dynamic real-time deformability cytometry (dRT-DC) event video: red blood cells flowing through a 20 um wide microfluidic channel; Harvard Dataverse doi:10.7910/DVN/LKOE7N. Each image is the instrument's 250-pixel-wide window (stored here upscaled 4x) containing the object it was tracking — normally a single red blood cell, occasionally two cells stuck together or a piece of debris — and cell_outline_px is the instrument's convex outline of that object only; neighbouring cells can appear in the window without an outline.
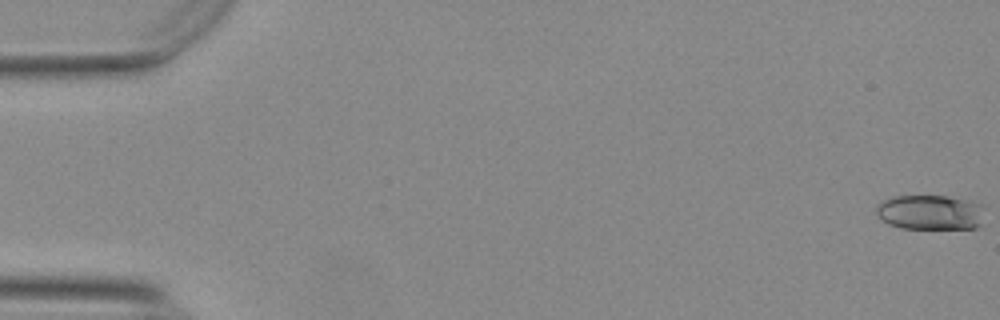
{"species": "Egyptian fruit bat (a non-hibernating species)", "species_latin": "Rousettus aegyptiacus", "temperature_condition": "warm", "stored_images_in_passage": 57, "camera_frame_rate_fps": 3000, "um_per_image_px": 0.085, "animal": {"sex": "female"}, "frame": {"image": 1, "passage_image": 1, "time_ms": 0.0, "image_size_px": [1000, 320], "cell_outline_px": [[984, 224], [976, 228], [900, 228], [888, 224], [876, 216], [876, 204], [892, 196], [948, 196], [984, 204]], "centroid_in_image_um": [79.1, 18.05], "position_along_channel_um": 5.9, "area_um2": 22.48}}
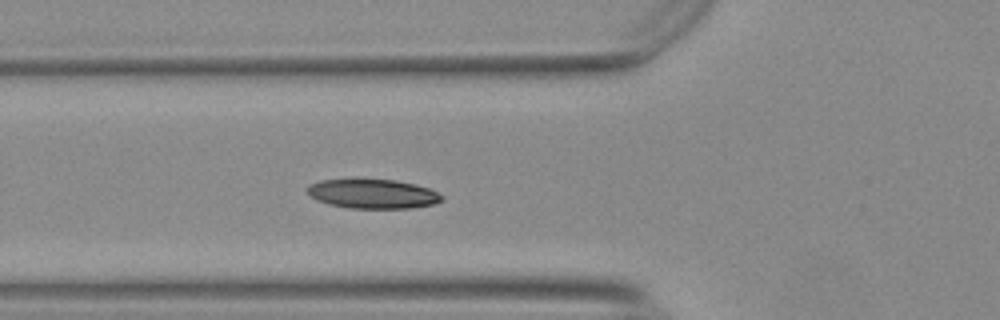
{"frame": {"image": 2, "passage_image": 21, "time_ms": 6.667, "image_size_px": [1000, 320], "cell_outline_px": [[444, 200], [436, 204], [412, 208], [348, 208], [328, 204], [316, 200], [304, 188], [308, 184], [320, 180], [396, 180], [416, 184], [428, 188], [444, 196]], "centroid_in_image_um": [31.7, 16.49], "position_along_channel_um": 94.1, "area_um2": 23.06}}
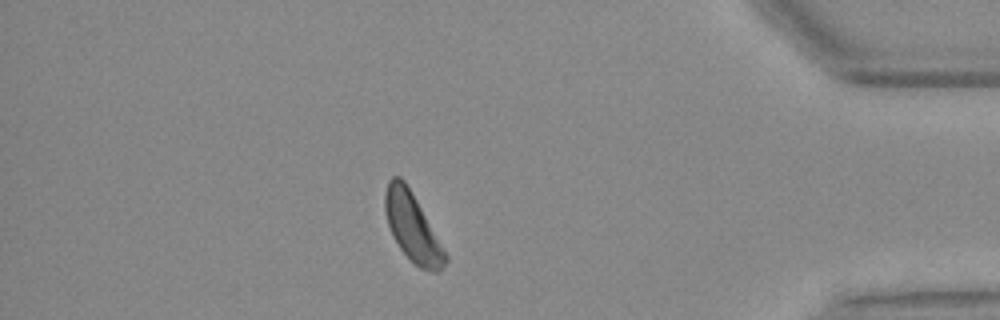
{"frame": {"image": 3, "passage_image": 49, "time_ms": 16.0, "image_size_px": [1000, 320], "cell_outline_px": [[448, 260], [440, 272], [432, 272], [420, 268], [400, 248], [392, 236], [384, 212], [384, 192], [388, 180], [392, 176], [400, 176], [404, 180], [416, 200], [448, 256]], "centroid_in_image_um": [35.03, 19.31], "position_along_channel_um": 400.2, "area_um2": 23.7}, "authors_computed_cell_mechanics": {"area_um2": 23.3512, "velocity_mm_per_s": 3.6822, "shape_relaxation_time_tau1_ms": 5.4199, "shape_relaxation_time_tau2_ms": 5.5221, "deformation_change_tau1": 0.113, "deformation_change_tau2": 0.1462}}